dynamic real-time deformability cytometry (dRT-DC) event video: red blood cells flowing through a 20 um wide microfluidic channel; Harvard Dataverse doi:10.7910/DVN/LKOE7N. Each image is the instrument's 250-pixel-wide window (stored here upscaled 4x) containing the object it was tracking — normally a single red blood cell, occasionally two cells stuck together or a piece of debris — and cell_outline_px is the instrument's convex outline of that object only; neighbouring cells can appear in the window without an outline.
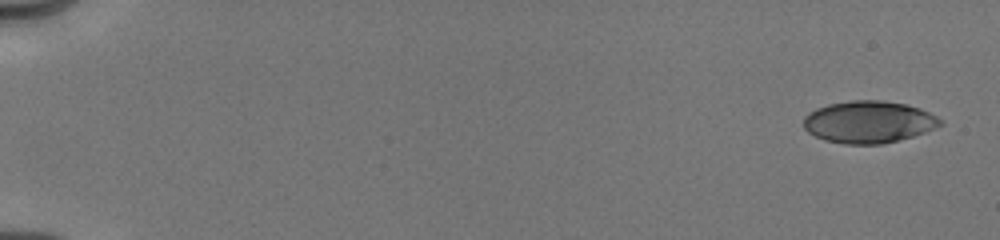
{"species": "human", "species_latin": "Homo sapiens", "temperature_condition": "cold", "stored_images_in_passage": 33, "camera_frame_rate_fps": 3000, "um_per_image_px": 0.085, "donor": {"sex": "male"}, "frame": {"image": 1, "passage_image": 1, "time_ms": 0.0, "image_size_px": [1000, 240], "cell_outline_px": [[944, 124], [924, 132], [900, 140], [880, 144], [844, 144], [824, 140], [808, 132], [804, 128], [804, 116], [808, 112], [816, 108], [828, 104], [852, 100], [880, 100], [904, 104], [920, 108], [936, 116]], "centroid_in_image_um": [73.81, 10.36], "position_along_channel_um": 11.2, "area_um2": 33.47}}
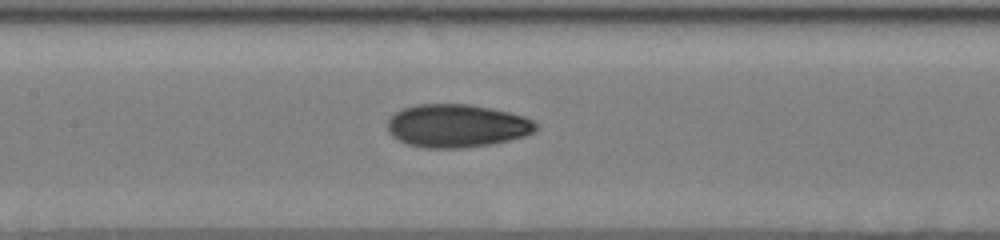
{"frame": {"image": 2, "passage_image": 19, "time_ms": 8.333, "image_size_px": [1000, 240], "cell_outline_px": [[540, 124], [532, 132], [524, 136], [492, 144], [464, 148], [424, 148], [408, 144], [392, 136], [388, 132], [388, 120], [396, 112], [404, 108], [416, 104], [468, 104], [492, 108], [524, 116]], "centroid_in_image_um": [38.84, 10.69], "position_along_channel_um": 168.6, "area_um2": 37.28}}
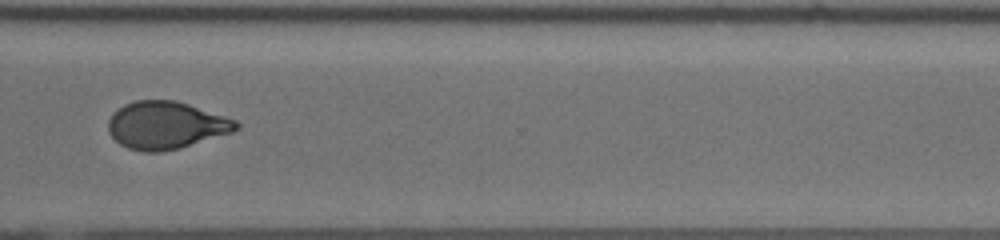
{"frame": {"image": 3, "passage_image": 32, "time_ms": 13.0, "image_size_px": [1000, 240], "cell_outline_px": [[240, 128], [232, 132], [180, 148], [160, 152], [144, 152], [128, 148], [120, 144], [108, 132], [108, 120], [112, 112], [124, 104], [136, 100], [176, 100], [236, 120], [240, 124]], "centroid_in_image_um": [14.08, 10.64], "position_along_channel_um": 356.5, "area_um2": 35.43}}